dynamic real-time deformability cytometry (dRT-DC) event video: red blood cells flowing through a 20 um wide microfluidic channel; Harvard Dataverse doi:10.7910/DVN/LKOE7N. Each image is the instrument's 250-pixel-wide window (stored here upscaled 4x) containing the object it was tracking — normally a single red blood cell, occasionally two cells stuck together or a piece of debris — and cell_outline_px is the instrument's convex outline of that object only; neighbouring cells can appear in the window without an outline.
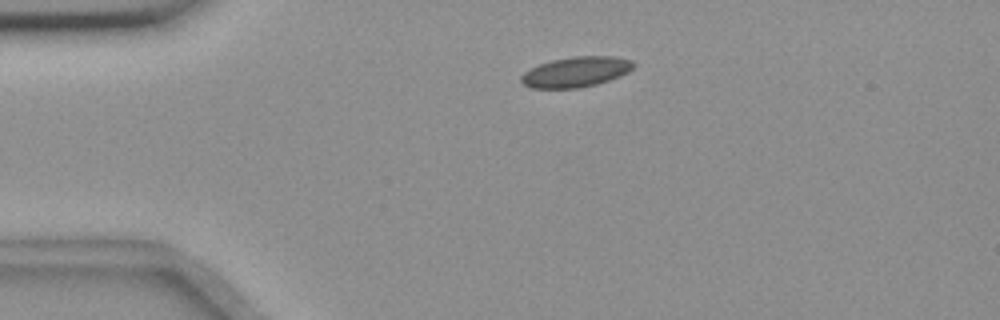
{"species": "common noctule bat (a hibernating species)", "species_latin": "Nyctalus noctula", "temperature_condition": "room temperature", "stored_images_in_passage": 48, "camera_frame_rate_fps": 3000, "um_per_image_px": 0.085, "animal": {"sex": "female", "body_mass_g": 18.4}, "frame": {"image": 1, "passage_image": 4, "time_ms": 1.0, "image_size_px": [1000, 320], "cell_outline_px": [[636, 64], [628, 72], [620, 76], [596, 84], [580, 88], [532, 88], [524, 84], [520, 80], [520, 76], [524, 72], [540, 64], [552, 60], [572, 56], [616, 56], [632, 60]], "centroid_in_image_um": [48.98, 6.1], "position_along_channel_um": 36.0, "area_um2": 19.83}}
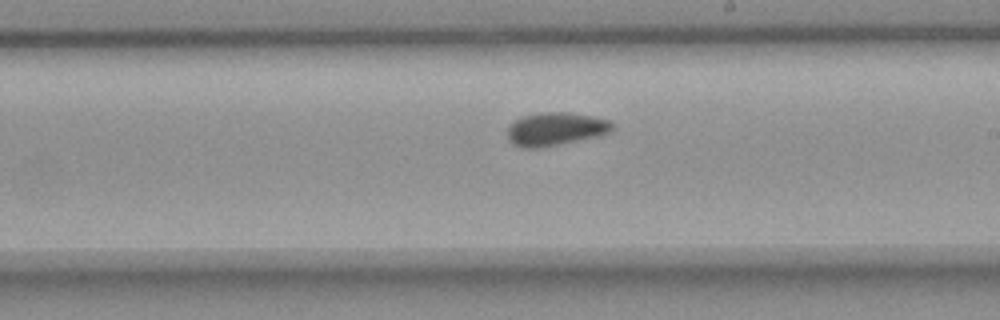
{"frame": {"image": 2, "passage_image": 24, "time_ms": 7.667, "image_size_px": [1000, 320], "cell_outline_px": [[616, 124], [608, 132], [596, 136], [536, 148], [524, 148], [512, 144], [508, 140], [508, 128], [520, 116], [544, 112], [568, 112], [592, 116], [608, 120]], "centroid_in_image_um": [47.19, 10.95], "position_along_channel_um": 241.8, "area_um2": 19.94}}
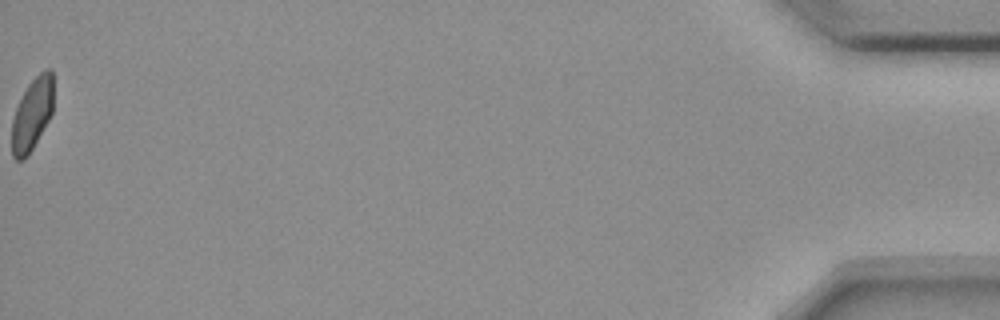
{"frame": {"image": 3, "passage_image": 48, "time_ms": 15.667, "image_size_px": [1000, 320], "cell_outline_px": [[52, 112], [48, 120], [28, 156], [24, 160], [16, 160], [12, 156], [12, 120], [16, 108], [28, 84], [44, 68], [52, 68]], "centroid_in_image_um": [2.72, 9.71], "position_along_channel_um": 432.5, "area_um2": 17.34}, "authors_computed_cell_mechanics": {"area_um2": 19.4786, "velocity_mm_per_s": 3.6375, "shape_relaxation_time_tau1_ms": 9.4176, "shape_relaxation_time_tau2_ms": 2.0804, "deformation_change_tau1": 0.1091, "deformation_change_tau2": 0.0699}}